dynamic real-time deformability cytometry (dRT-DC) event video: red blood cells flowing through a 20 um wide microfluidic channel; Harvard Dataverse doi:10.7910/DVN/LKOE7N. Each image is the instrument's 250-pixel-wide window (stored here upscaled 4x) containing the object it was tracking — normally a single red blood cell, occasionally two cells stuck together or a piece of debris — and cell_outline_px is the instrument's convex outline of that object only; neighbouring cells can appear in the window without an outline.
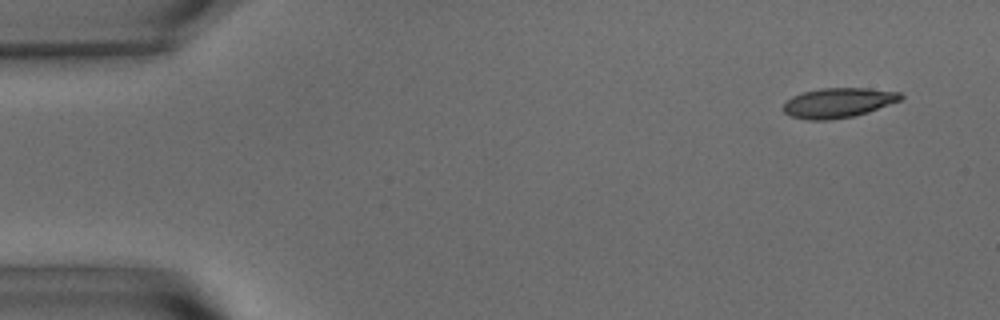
{"species": "common noctule bat (a hibernating species)", "species_latin": "Nyctalus noctula", "temperature_condition": "warm", "stored_images_in_passage": 53, "camera_frame_rate_fps": 3000, "um_per_image_px": 0.085, "animal": {"sex": "male", "body_mass_g": 15.6}, "frame": {"image": 1, "passage_image": 1, "time_ms": 0.0, "image_size_px": [1000, 320], "cell_outline_px": [[904, 96], [900, 100], [868, 112], [852, 116], [828, 120], [808, 120], [792, 116], [784, 112], [784, 104], [792, 96], [804, 92], [820, 88], [868, 88], [900, 92]], "centroid_in_image_um": [71.26, 8.73], "position_along_channel_um": 13.7, "area_um2": 20.17}}
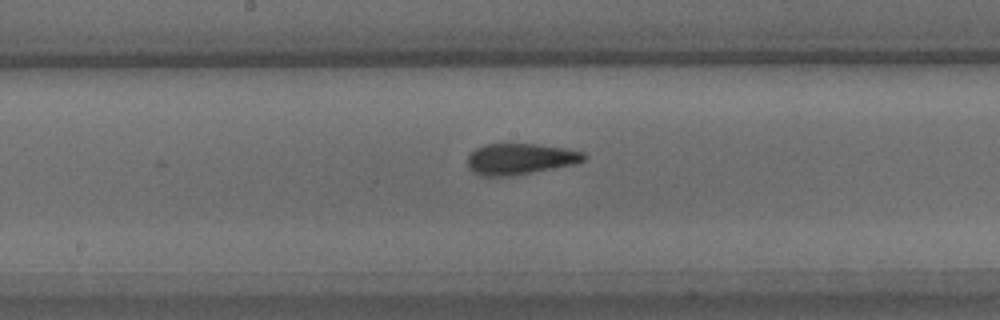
{"frame": {"image": 2, "passage_image": 26, "time_ms": 8.333, "image_size_px": [1000, 320], "cell_outline_px": [[588, 156], [584, 160], [576, 164], [532, 172], [508, 176], [480, 176], [472, 172], [468, 168], [468, 156], [476, 148], [484, 144], [536, 144], [564, 148], [584, 152]], "centroid_in_image_um": [44.21, 13.51], "position_along_channel_um": 204.0, "area_um2": 21.1}}
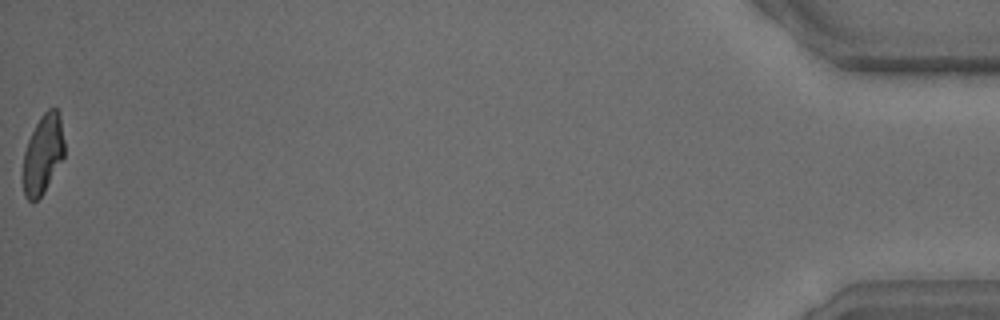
{"frame": {"image": 3, "passage_image": 53, "time_ms": 17.333, "image_size_px": [1000, 320], "cell_outline_px": [[64, 156], [44, 192], [32, 204], [24, 196], [24, 152], [28, 140], [40, 116], [48, 108], [56, 108], [60, 112], [64, 140]], "centroid_in_image_um": [3.66, 13.08], "position_along_channel_um": 431.5, "area_um2": 19.02}, "authors_computed_cell_mechanics": {"area_um2": 20.7502, "velocity_mm_per_s": 3.6274, "shape_relaxation_time_tau1_ms": 6.1335, "shape_relaxation_time_tau2_ms": 1.4984, "deformation_change_tau1": 0.2077, "deformation_change_tau2": 0.0979}}